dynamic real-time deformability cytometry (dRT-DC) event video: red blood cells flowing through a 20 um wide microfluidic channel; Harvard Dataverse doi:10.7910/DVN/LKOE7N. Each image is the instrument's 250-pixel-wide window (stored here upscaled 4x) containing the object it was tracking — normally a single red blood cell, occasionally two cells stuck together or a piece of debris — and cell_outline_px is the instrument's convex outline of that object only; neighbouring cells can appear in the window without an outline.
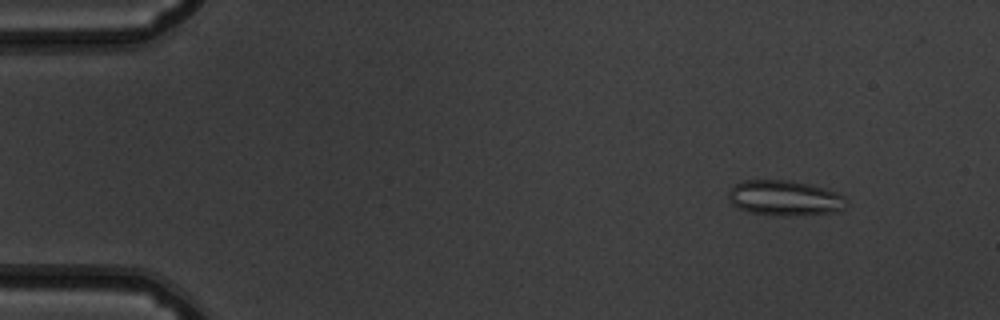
{"species": "common noctule bat (a hibernating species)", "species_latin": "Nyctalus noctula", "temperature_condition": "warm", "stored_images_in_passage": 48, "camera_frame_rate_fps": 3000, "um_per_image_px": 0.085, "animal": {"sex": "male", "body_mass_g": 19.5, "forearm_length_mm": 54.6}, "frame": {"image": 1, "passage_image": 2, "time_ms": 0.333, "image_size_px": [1000, 320], "cell_outline_px": [[848, 204], [836, 212], [784, 216], [776, 216], [748, 212], [732, 204], [728, 200], [728, 192], [736, 184], [744, 180], [788, 180], [808, 184], [824, 188], [836, 192], [844, 196]], "centroid_in_image_um": [66.68, 16.84], "position_along_channel_um": 18.3, "area_um2": 24.22}}
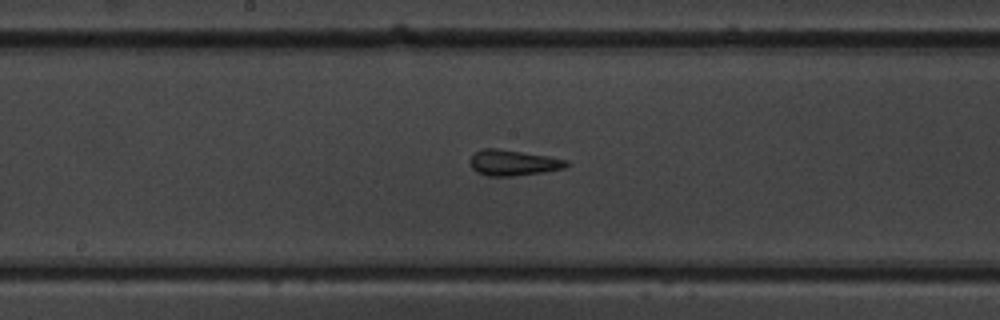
{"frame": {"image": 2, "passage_image": 24, "time_ms": 7.667, "image_size_px": [1000, 320], "cell_outline_px": [[572, 164], [568, 168], [544, 172], [512, 176], [488, 176], [476, 172], [472, 168], [468, 160], [476, 152], [484, 148], [496, 148], [548, 156], [568, 160]], "centroid_in_image_um": [43.67, 13.84], "position_along_channel_um": 204.5, "area_um2": 14.62}}
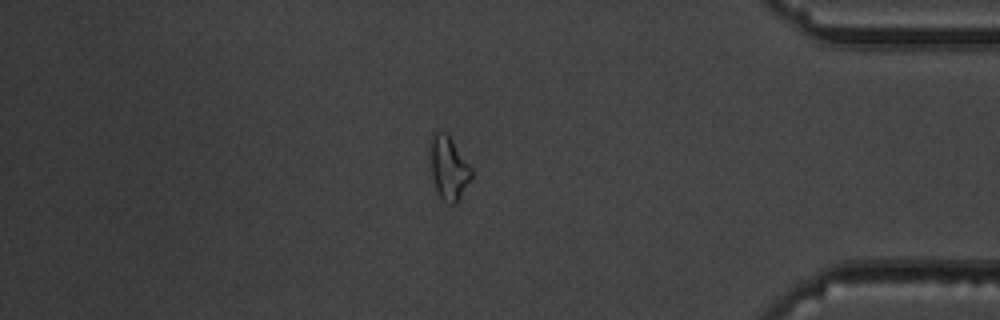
{"frame": {"image": 3, "passage_image": 41, "time_ms": 13.333, "image_size_px": [1000, 320], "cell_outline_px": [[472, 180], [456, 204], [448, 204], [440, 196], [436, 188], [432, 176], [428, 152], [428, 144], [432, 132], [448, 132], [472, 168]], "centroid_in_image_um": [38.12, 14.23], "position_along_channel_um": 397.1, "area_um2": 15.84}, "authors_computed_cell_mechanics": {"area_um2": 14.8835, "velocity_mm_per_s": 3.9096, "shape_relaxation_time_tau1_ms": null, "shape_relaxation_time_tau2_ms": 2.0056, "deformation_change_tau1": null, "deformation_change_tau2": 0.1099}}